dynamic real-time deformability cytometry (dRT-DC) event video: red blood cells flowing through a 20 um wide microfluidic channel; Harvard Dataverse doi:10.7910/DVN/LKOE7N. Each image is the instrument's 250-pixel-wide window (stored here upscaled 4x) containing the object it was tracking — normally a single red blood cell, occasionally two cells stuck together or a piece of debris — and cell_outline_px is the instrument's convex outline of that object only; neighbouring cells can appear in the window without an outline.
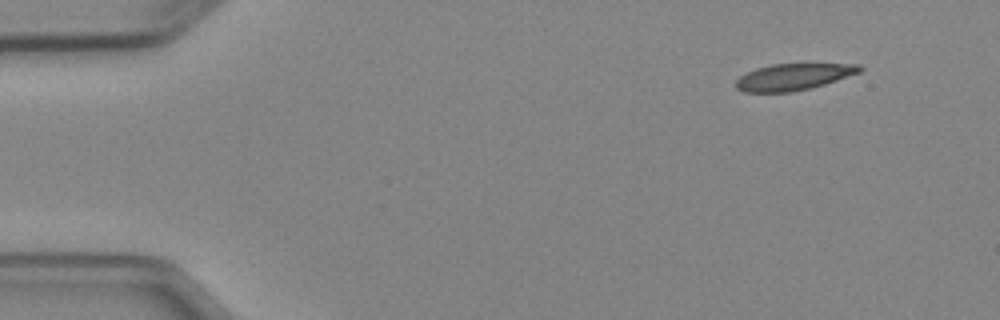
{"species": "Egyptian fruit bat (a non-hibernating species)", "species_latin": "Rousettus aegyptiacus", "temperature_condition": "cold", "stored_images_in_passage": 6, "camera_frame_rate_fps": 3000, "um_per_image_px": 0.085, "animal": {"sex": "female"}, "frame": {"image": 1, "passage_image": 1, "time_ms": 0.0, "image_size_px": [1000, 320], "cell_outline_px": [[864, 68], [860, 72], [824, 84], [792, 92], [744, 92], [736, 88], [736, 80], [740, 76], [756, 68], [772, 64], [860, 64]], "centroid_in_image_um": [67.43, 6.53], "position_along_channel_um": 17.6, "area_um2": 18.96}}
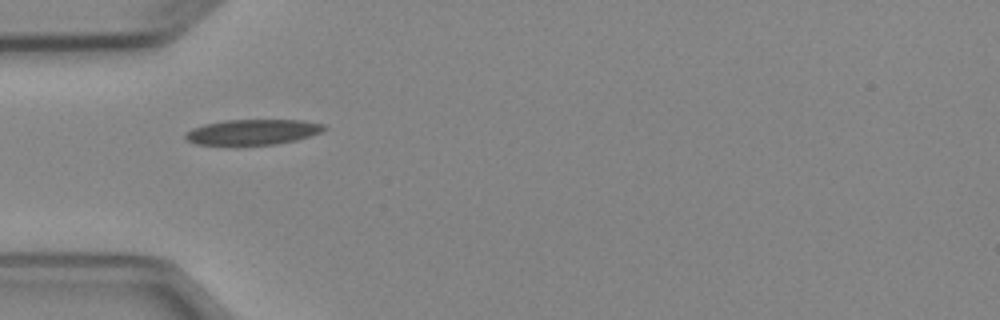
{"frame": {"image": 2, "passage_image": 4, "time_ms": 3.667, "image_size_px": [1000, 320], "cell_outline_px": [[328, 128], [320, 132], [296, 140], [276, 144], [236, 148], [232, 148], [196, 144], [188, 140], [184, 136], [184, 132], [192, 128], [204, 124], [224, 120], [304, 120], [324, 124]], "centroid_in_image_um": [21.4, 11.27], "position_along_channel_um": 63.6, "area_um2": 21.56}}
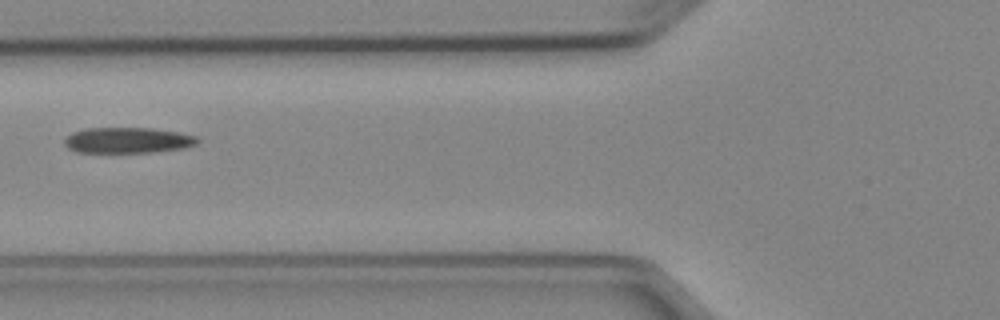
{"frame": {"image": 3, "passage_image": 5, "time_ms": 5.0, "image_size_px": [1000, 320], "cell_outline_px": [[200, 140], [196, 144], [184, 148], [156, 152], [76, 152], [68, 148], [64, 144], [64, 140], [72, 132], [84, 128], [152, 128], [180, 132], [196, 136]], "centroid_in_image_um": [10.87, 11.92], "position_along_channel_um": 114.9, "area_um2": 20.06}}